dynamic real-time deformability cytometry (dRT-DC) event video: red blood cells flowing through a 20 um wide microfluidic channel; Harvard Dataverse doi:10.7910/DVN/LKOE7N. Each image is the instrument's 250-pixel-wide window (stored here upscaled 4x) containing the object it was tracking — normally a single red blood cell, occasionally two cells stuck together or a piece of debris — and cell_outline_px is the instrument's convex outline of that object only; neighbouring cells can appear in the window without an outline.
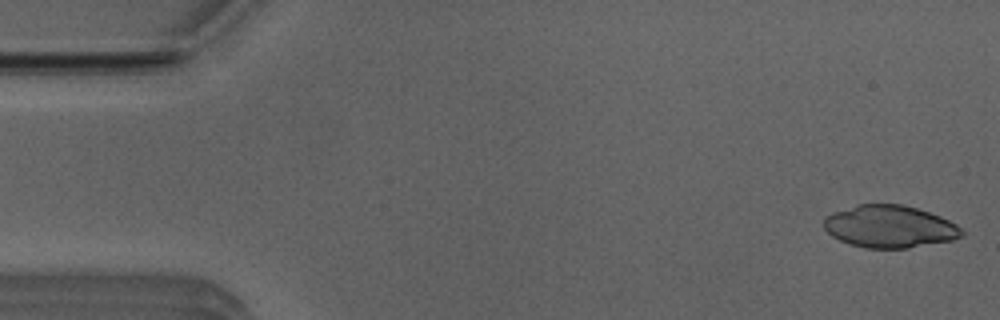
{"species": "Egyptian fruit bat (a non-hibernating species)", "species_latin": "Rousettus aegyptiacus", "temperature_condition": "room temperature", "stored_images_in_passage": 50, "camera_frame_rate_fps": 3000, "um_per_image_px": 0.085, "animal": {"sex": "male"}, "frame": {"image": 1, "passage_image": 1, "time_ms": 0.0, "image_size_px": [1000, 320], "cell_outline_px": [[964, 236], [952, 240], [908, 248], [864, 248], [848, 244], [832, 236], [824, 228], [824, 216], [832, 212], [856, 204], [904, 204], [940, 216], [956, 224], [964, 232]], "centroid_in_image_um": [75.59, 19.25], "position_along_channel_um": 9.4, "area_um2": 34.22}}